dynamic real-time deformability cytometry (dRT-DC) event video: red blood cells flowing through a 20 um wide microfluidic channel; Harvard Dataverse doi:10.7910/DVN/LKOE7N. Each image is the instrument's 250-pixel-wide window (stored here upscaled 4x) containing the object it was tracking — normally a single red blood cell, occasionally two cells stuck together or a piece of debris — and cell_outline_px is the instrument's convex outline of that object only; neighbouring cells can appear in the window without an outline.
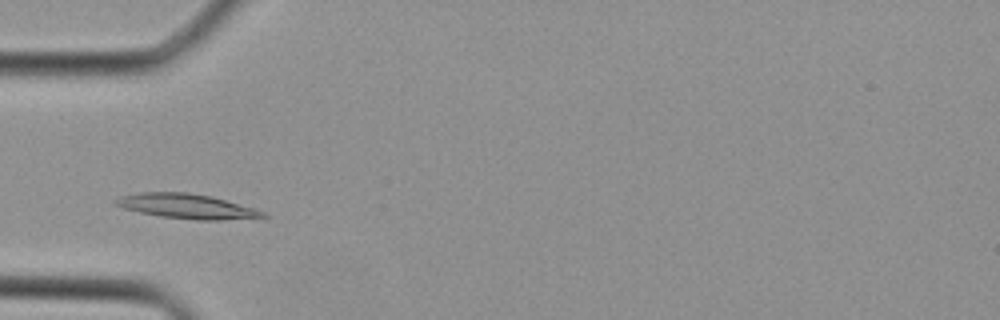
{"species": "Egyptian fruit bat (a non-hibernating species)", "species_latin": "Rousettus aegyptiacus", "temperature_condition": "cold", "stored_images_in_passage": 30, "camera_frame_rate_fps": 3000, "um_per_image_px": 0.085, "animal": {"sex": "female"}, "frame": {"image": 1, "passage_image": 3, "time_ms": 0.667, "image_size_px": [1000, 320], "cell_outline_px": [[268, 216], [224, 220], [196, 220], [160, 216], [140, 212], [124, 208], [112, 204], [112, 200], [120, 196], [140, 192], [188, 192], [208, 196], [224, 200], [252, 208], [264, 212]], "centroid_in_image_um": [15.77, 17.53], "position_along_channel_um": 69.2, "area_um2": 20.92}}
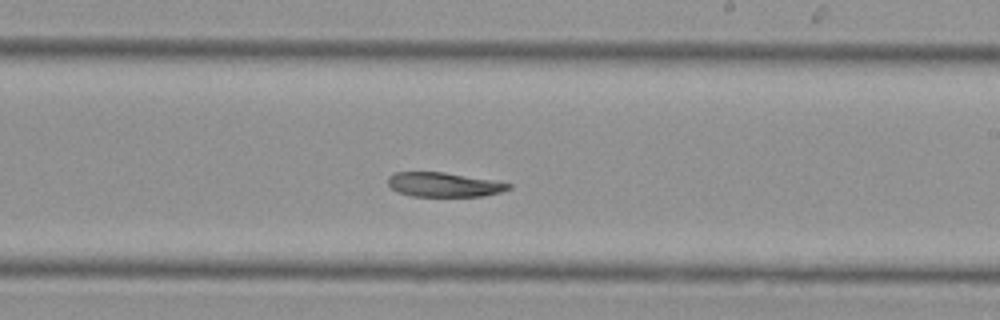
{"frame": {"image": 2, "passage_image": 14, "time_ms": 4.333, "image_size_px": [1000, 320], "cell_outline_px": [[512, 188], [500, 192], [484, 196], [412, 196], [400, 192], [392, 188], [388, 184], [388, 176], [396, 172], [444, 172], [512, 184]], "centroid_in_image_um": [37.72, 15.69], "position_along_channel_um": 251.3, "area_um2": 16.88}}
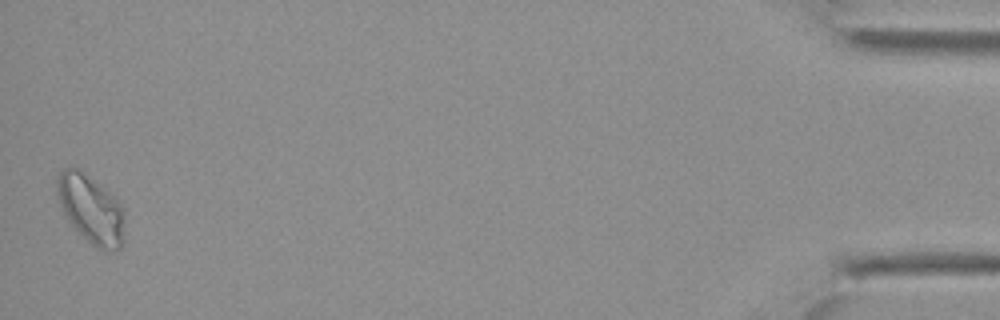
{"frame": {"image": 3, "passage_image": 30, "time_ms": 9.667, "image_size_px": [1000, 320], "cell_outline_px": [[124, 244], [116, 252], [100, 252], [72, 228], [64, 216], [56, 192], [56, 176], [64, 168], [80, 168], [116, 196], [124, 208]], "centroid_in_image_um": [7.75, 17.82], "position_along_channel_um": 427.4, "area_um2": 28.26}}